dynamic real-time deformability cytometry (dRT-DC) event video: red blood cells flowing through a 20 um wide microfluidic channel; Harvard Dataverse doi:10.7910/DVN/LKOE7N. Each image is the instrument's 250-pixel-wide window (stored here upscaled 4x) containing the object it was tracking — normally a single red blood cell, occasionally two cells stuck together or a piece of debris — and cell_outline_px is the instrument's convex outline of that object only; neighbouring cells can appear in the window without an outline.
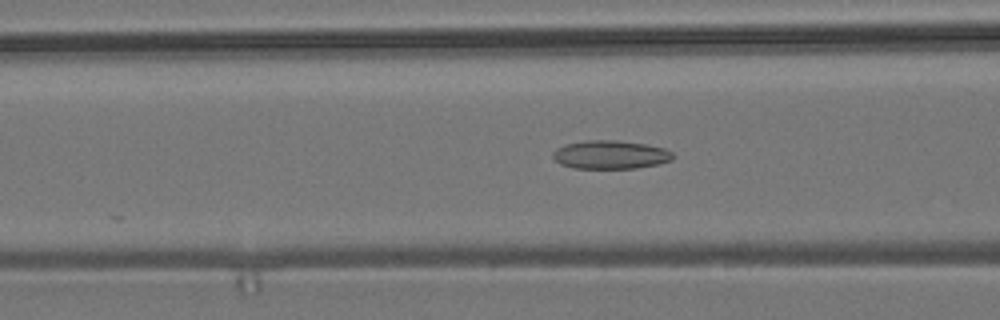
{"species": "common noctule bat (a hibernating species)", "species_latin": "Nyctalus noctula", "temperature_condition": "room temperature", "stored_images_in_passage": 31, "camera_frame_rate_fps": 3000, "um_per_image_px": 0.085, "animal": {"sex": "male", "body_mass_g": 19.2, "forearm_length_mm": 51.8}, "frame": {"image": 1, "passage_image": 21, "time_ms": 6.667, "image_size_px": [1000, 320], "cell_outline_px": [[676, 156], [672, 160], [660, 164], [636, 168], [576, 168], [560, 164], [552, 156], [552, 152], [556, 148], [564, 144], [584, 140], [616, 140], [644, 144], [664, 148], [672, 152]], "centroid_in_image_um": [51.89, 13.14], "position_along_channel_um": 114.7, "area_um2": 20.06}}
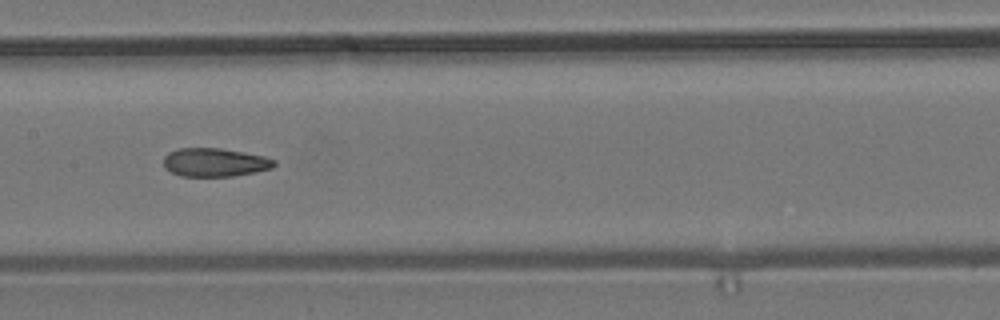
{"frame": {"image": 2, "passage_image": 27, "time_ms": 8.667, "image_size_px": [1000, 320], "cell_outline_px": [[276, 164], [272, 168], [232, 176], [180, 176], [164, 168], [164, 156], [168, 152], [176, 148], [220, 148], [244, 152], [264, 156], [276, 160]], "centroid_in_image_um": [18.23, 13.79], "position_along_channel_um": 189.2, "area_um2": 18.38}}
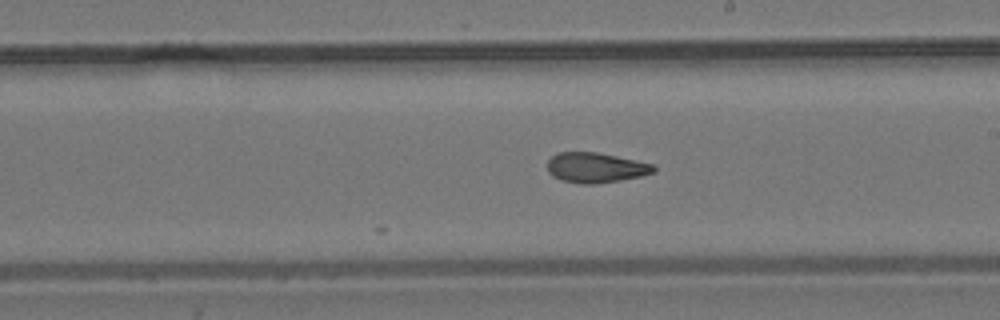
{"frame": {"image": 3, "passage_image": 31, "time_ms": 10.0, "image_size_px": [1000, 320], "cell_outline_px": [[656, 172], [640, 176], [620, 180], [596, 184], [580, 184], [560, 180], [552, 176], [548, 172], [548, 160], [556, 152], [596, 152], [616, 156], [652, 164], [656, 168]], "centroid_in_image_um": [50.6, 14.25], "position_along_channel_um": 238.4, "area_um2": 18.67}}